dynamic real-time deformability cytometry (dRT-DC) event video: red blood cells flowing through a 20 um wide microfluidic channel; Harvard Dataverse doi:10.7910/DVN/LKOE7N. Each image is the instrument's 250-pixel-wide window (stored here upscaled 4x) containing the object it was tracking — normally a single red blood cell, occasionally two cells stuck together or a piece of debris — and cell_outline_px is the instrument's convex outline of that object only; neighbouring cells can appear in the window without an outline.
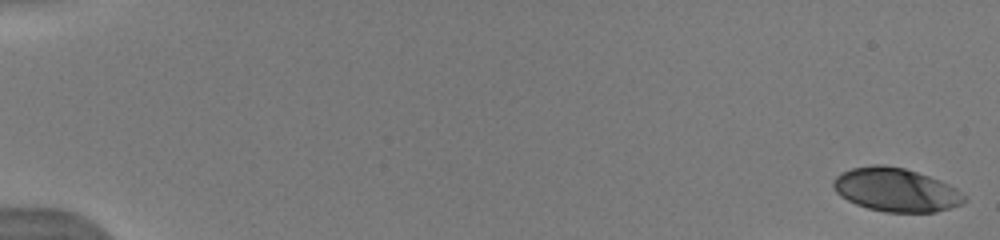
{"species": "human", "species_latin": "Homo sapiens", "temperature_condition": "warm", "stored_images_in_passage": 17, "camera_frame_rate_fps": 3000, "um_per_image_px": 0.085, "donor": {"sex": "male"}, "frame": {"image": 1, "passage_image": 1, "time_ms": 0.0, "image_size_px": [1000, 240], "cell_outline_px": [[968, 200], [964, 204], [936, 212], [884, 212], [868, 208], [856, 204], [840, 196], [836, 192], [832, 184], [832, 180], [840, 172], [852, 168], [872, 164], [884, 164], [904, 168], [940, 180], [956, 188], [968, 196]], "centroid_in_image_um": [76.17, 16.13], "position_along_channel_um": 8.8, "area_um2": 33.58}}